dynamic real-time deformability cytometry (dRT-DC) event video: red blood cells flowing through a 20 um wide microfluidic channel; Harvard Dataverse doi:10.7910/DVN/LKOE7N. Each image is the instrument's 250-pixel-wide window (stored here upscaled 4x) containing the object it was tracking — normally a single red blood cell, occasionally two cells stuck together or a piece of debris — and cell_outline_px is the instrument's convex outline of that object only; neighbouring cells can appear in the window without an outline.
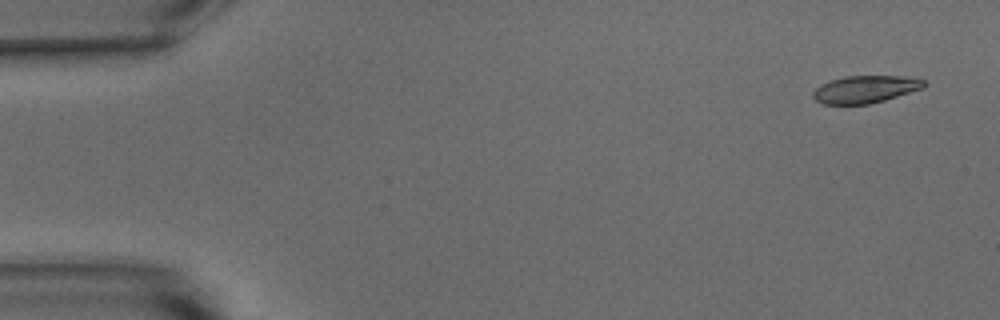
{"species": "common noctule bat (a hibernating species)", "species_latin": "Nyctalus noctula", "temperature_condition": "warm", "stored_images_in_passage": 51, "camera_frame_rate_fps": 3000, "um_per_image_px": 0.085, "animal": {"sex": "male", "body_mass_g": 15.6}, "frame": {"image": 1, "passage_image": 1, "time_ms": 0.0, "image_size_px": [1000, 320], "cell_outline_px": [[928, 84], [924, 88], [884, 100], [868, 104], [824, 104], [816, 100], [812, 96], [812, 92], [820, 84], [828, 80], [844, 76], [900, 76], [924, 80]], "centroid_in_image_um": [73.53, 7.58], "position_along_channel_um": 11.5, "area_um2": 17.74}}
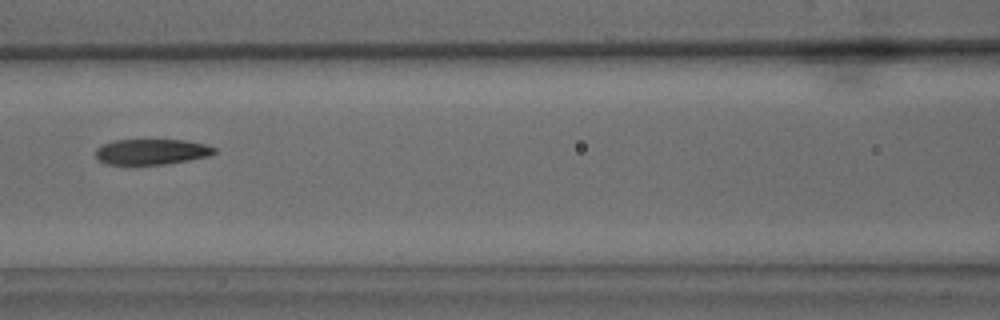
{"frame": {"image": 2, "passage_image": 22, "time_ms": 7.0, "image_size_px": [1000, 320], "cell_outline_px": [[216, 152], [208, 156], [188, 160], [164, 164], [108, 164], [100, 160], [96, 156], [96, 148], [112, 140], [184, 140], [208, 144], [216, 148]], "centroid_in_image_um": [12.91, 12.89], "position_along_channel_um": 153.7, "area_um2": 17.57}}
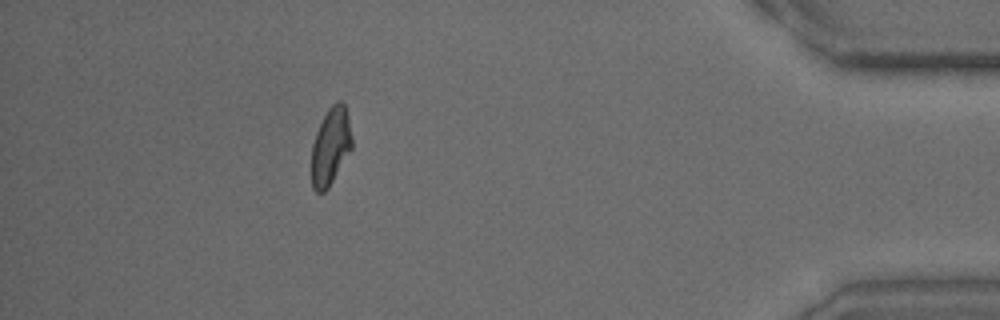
{"frame": {"image": 3, "passage_image": 46, "time_ms": 15.0, "image_size_px": [1000, 320], "cell_outline_px": [[352, 148], [328, 188], [324, 192], [316, 192], [312, 188], [312, 144], [316, 132], [328, 108], [336, 100], [340, 100], [344, 104], [348, 116], [352, 136]], "centroid_in_image_um": [28.1, 12.43], "position_along_channel_um": 407.1, "area_um2": 18.15}, "authors_computed_cell_mechanics": {"area_um2": 19.0162, "velocity_mm_per_s": 3.7995, "shape_relaxation_time_tau1_ms": 5.0757, "shape_relaxation_time_tau2_ms": 2.5832, "deformation_change_tau1": 0.179, "deformation_change_tau2": 0.0927}}